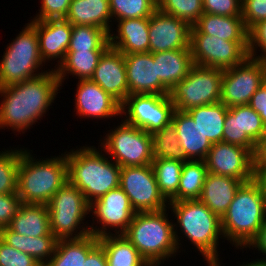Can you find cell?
Listing matches in <instances>:
<instances>
[{"mask_svg": "<svg viewBox=\"0 0 266 266\" xmlns=\"http://www.w3.org/2000/svg\"><path fill=\"white\" fill-rule=\"evenodd\" d=\"M261 49L260 56L256 51ZM248 56L266 61V20L257 22L248 32Z\"/></svg>", "mask_w": 266, "mask_h": 266, "instance_id": "obj_44", "label": "cell"}, {"mask_svg": "<svg viewBox=\"0 0 266 266\" xmlns=\"http://www.w3.org/2000/svg\"><path fill=\"white\" fill-rule=\"evenodd\" d=\"M98 243L99 239L92 234L81 238L58 239L52 257L44 266H81Z\"/></svg>", "mask_w": 266, "mask_h": 266, "instance_id": "obj_31", "label": "cell"}, {"mask_svg": "<svg viewBox=\"0 0 266 266\" xmlns=\"http://www.w3.org/2000/svg\"><path fill=\"white\" fill-rule=\"evenodd\" d=\"M241 17L248 30L257 22L266 20V0H242Z\"/></svg>", "mask_w": 266, "mask_h": 266, "instance_id": "obj_45", "label": "cell"}, {"mask_svg": "<svg viewBox=\"0 0 266 266\" xmlns=\"http://www.w3.org/2000/svg\"><path fill=\"white\" fill-rule=\"evenodd\" d=\"M117 34L109 33V44L123 55L149 52V18L117 20Z\"/></svg>", "mask_w": 266, "mask_h": 266, "instance_id": "obj_23", "label": "cell"}, {"mask_svg": "<svg viewBox=\"0 0 266 266\" xmlns=\"http://www.w3.org/2000/svg\"><path fill=\"white\" fill-rule=\"evenodd\" d=\"M240 266H266V260H253V261H251L250 263H248L247 262V264H242V265H240Z\"/></svg>", "mask_w": 266, "mask_h": 266, "instance_id": "obj_53", "label": "cell"}, {"mask_svg": "<svg viewBox=\"0 0 266 266\" xmlns=\"http://www.w3.org/2000/svg\"><path fill=\"white\" fill-rule=\"evenodd\" d=\"M191 27L157 8L149 17V52L190 49Z\"/></svg>", "mask_w": 266, "mask_h": 266, "instance_id": "obj_18", "label": "cell"}, {"mask_svg": "<svg viewBox=\"0 0 266 266\" xmlns=\"http://www.w3.org/2000/svg\"><path fill=\"white\" fill-rule=\"evenodd\" d=\"M0 88L35 78L44 61L39 52L36 28L29 22L13 39L0 61ZM38 69V70H37ZM37 72V73H36Z\"/></svg>", "mask_w": 266, "mask_h": 266, "instance_id": "obj_7", "label": "cell"}, {"mask_svg": "<svg viewBox=\"0 0 266 266\" xmlns=\"http://www.w3.org/2000/svg\"><path fill=\"white\" fill-rule=\"evenodd\" d=\"M0 266H42L29 254L18 251L0 238Z\"/></svg>", "mask_w": 266, "mask_h": 266, "instance_id": "obj_42", "label": "cell"}, {"mask_svg": "<svg viewBox=\"0 0 266 266\" xmlns=\"http://www.w3.org/2000/svg\"><path fill=\"white\" fill-rule=\"evenodd\" d=\"M166 212L167 208L159 211L136 212L123 234L147 263H164L169 257L176 256L175 253L181 245L177 228L175 229L177 224L169 221Z\"/></svg>", "mask_w": 266, "mask_h": 266, "instance_id": "obj_3", "label": "cell"}, {"mask_svg": "<svg viewBox=\"0 0 266 266\" xmlns=\"http://www.w3.org/2000/svg\"><path fill=\"white\" fill-rule=\"evenodd\" d=\"M36 28L39 52L44 64L47 60H58L59 66L65 59L71 40L72 25L65 18L30 20Z\"/></svg>", "mask_w": 266, "mask_h": 266, "instance_id": "obj_21", "label": "cell"}, {"mask_svg": "<svg viewBox=\"0 0 266 266\" xmlns=\"http://www.w3.org/2000/svg\"><path fill=\"white\" fill-rule=\"evenodd\" d=\"M248 105L260 115L266 126V81L252 95Z\"/></svg>", "mask_w": 266, "mask_h": 266, "instance_id": "obj_48", "label": "cell"}, {"mask_svg": "<svg viewBox=\"0 0 266 266\" xmlns=\"http://www.w3.org/2000/svg\"><path fill=\"white\" fill-rule=\"evenodd\" d=\"M183 163L166 158H154L151 163L160 193L168 202L178 192Z\"/></svg>", "mask_w": 266, "mask_h": 266, "instance_id": "obj_36", "label": "cell"}, {"mask_svg": "<svg viewBox=\"0 0 266 266\" xmlns=\"http://www.w3.org/2000/svg\"><path fill=\"white\" fill-rule=\"evenodd\" d=\"M265 220V201L259 184L253 179L240 186L221 217L222 237L238 249L247 248L257 237Z\"/></svg>", "mask_w": 266, "mask_h": 266, "instance_id": "obj_4", "label": "cell"}, {"mask_svg": "<svg viewBox=\"0 0 266 266\" xmlns=\"http://www.w3.org/2000/svg\"><path fill=\"white\" fill-rule=\"evenodd\" d=\"M190 49L193 64L223 71L248 57V41H228L207 34H191Z\"/></svg>", "mask_w": 266, "mask_h": 266, "instance_id": "obj_13", "label": "cell"}, {"mask_svg": "<svg viewBox=\"0 0 266 266\" xmlns=\"http://www.w3.org/2000/svg\"><path fill=\"white\" fill-rule=\"evenodd\" d=\"M121 123L100 139L103 151L120 167L150 165L154 160L152 134L123 120Z\"/></svg>", "mask_w": 266, "mask_h": 266, "instance_id": "obj_10", "label": "cell"}, {"mask_svg": "<svg viewBox=\"0 0 266 266\" xmlns=\"http://www.w3.org/2000/svg\"><path fill=\"white\" fill-rule=\"evenodd\" d=\"M266 126L249 105L228 108L224 122L223 142L235 144L256 154Z\"/></svg>", "mask_w": 266, "mask_h": 266, "instance_id": "obj_17", "label": "cell"}, {"mask_svg": "<svg viewBox=\"0 0 266 266\" xmlns=\"http://www.w3.org/2000/svg\"><path fill=\"white\" fill-rule=\"evenodd\" d=\"M250 247L255 249L258 248L257 250L263 253L262 255H266V220L264 221L262 227L260 228L257 237L248 246V248ZM261 259L266 260V256L265 258L264 257L260 258V260Z\"/></svg>", "mask_w": 266, "mask_h": 266, "instance_id": "obj_50", "label": "cell"}, {"mask_svg": "<svg viewBox=\"0 0 266 266\" xmlns=\"http://www.w3.org/2000/svg\"><path fill=\"white\" fill-rule=\"evenodd\" d=\"M98 239L105 251L107 266H145L147 264L123 234H110Z\"/></svg>", "mask_w": 266, "mask_h": 266, "instance_id": "obj_32", "label": "cell"}, {"mask_svg": "<svg viewBox=\"0 0 266 266\" xmlns=\"http://www.w3.org/2000/svg\"><path fill=\"white\" fill-rule=\"evenodd\" d=\"M60 81L55 69L35 78L0 88V128L23 132L41 117L59 93Z\"/></svg>", "mask_w": 266, "mask_h": 266, "instance_id": "obj_1", "label": "cell"}, {"mask_svg": "<svg viewBox=\"0 0 266 266\" xmlns=\"http://www.w3.org/2000/svg\"><path fill=\"white\" fill-rule=\"evenodd\" d=\"M81 266H107V258L103 246L98 243L87 255Z\"/></svg>", "mask_w": 266, "mask_h": 266, "instance_id": "obj_49", "label": "cell"}, {"mask_svg": "<svg viewBox=\"0 0 266 266\" xmlns=\"http://www.w3.org/2000/svg\"><path fill=\"white\" fill-rule=\"evenodd\" d=\"M156 62L157 76L170 91L181 82L192 67L191 49L168 50L153 53Z\"/></svg>", "mask_w": 266, "mask_h": 266, "instance_id": "obj_27", "label": "cell"}, {"mask_svg": "<svg viewBox=\"0 0 266 266\" xmlns=\"http://www.w3.org/2000/svg\"><path fill=\"white\" fill-rule=\"evenodd\" d=\"M171 121L175 125L178 140L186 158L191 161H204L212 143L190 114L187 111L174 110Z\"/></svg>", "mask_w": 266, "mask_h": 266, "instance_id": "obj_24", "label": "cell"}, {"mask_svg": "<svg viewBox=\"0 0 266 266\" xmlns=\"http://www.w3.org/2000/svg\"><path fill=\"white\" fill-rule=\"evenodd\" d=\"M8 228L28 237L53 235L50 231L48 209L44 204L23 203Z\"/></svg>", "mask_w": 266, "mask_h": 266, "instance_id": "obj_29", "label": "cell"}, {"mask_svg": "<svg viewBox=\"0 0 266 266\" xmlns=\"http://www.w3.org/2000/svg\"><path fill=\"white\" fill-rule=\"evenodd\" d=\"M20 149L0 151V194L17 193Z\"/></svg>", "mask_w": 266, "mask_h": 266, "instance_id": "obj_41", "label": "cell"}, {"mask_svg": "<svg viewBox=\"0 0 266 266\" xmlns=\"http://www.w3.org/2000/svg\"><path fill=\"white\" fill-rule=\"evenodd\" d=\"M204 161L210 173L244 183L254 179L255 154L247 148L225 142L214 143Z\"/></svg>", "mask_w": 266, "mask_h": 266, "instance_id": "obj_16", "label": "cell"}, {"mask_svg": "<svg viewBox=\"0 0 266 266\" xmlns=\"http://www.w3.org/2000/svg\"><path fill=\"white\" fill-rule=\"evenodd\" d=\"M119 187L126 193L136 212L168 208L169 202L160 193L151 164L121 167Z\"/></svg>", "mask_w": 266, "mask_h": 266, "instance_id": "obj_14", "label": "cell"}, {"mask_svg": "<svg viewBox=\"0 0 266 266\" xmlns=\"http://www.w3.org/2000/svg\"><path fill=\"white\" fill-rule=\"evenodd\" d=\"M22 204L17 193L0 194V229L9 226Z\"/></svg>", "mask_w": 266, "mask_h": 266, "instance_id": "obj_47", "label": "cell"}, {"mask_svg": "<svg viewBox=\"0 0 266 266\" xmlns=\"http://www.w3.org/2000/svg\"><path fill=\"white\" fill-rule=\"evenodd\" d=\"M223 70L193 64L187 76L169 92L175 110L220 102Z\"/></svg>", "mask_w": 266, "mask_h": 266, "instance_id": "obj_9", "label": "cell"}, {"mask_svg": "<svg viewBox=\"0 0 266 266\" xmlns=\"http://www.w3.org/2000/svg\"><path fill=\"white\" fill-rule=\"evenodd\" d=\"M109 34L96 26L74 25L68 51H105Z\"/></svg>", "mask_w": 266, "mask_h": 266, "instance_id": "obj_37", "label": "cell"}, {"mask_svg": "<svg viewBox=\"0 0 266 266\" xmlns=\"http://www.w3.org/2000/svg\"><path fill=\"white\" fill-rule=\"evenodd\" d=\"M256 165H266V131L255 154Z\"/></svg>", "mask_w": 266, "mask_h": 266, "instance_id": "obj_52", "label": "cell"}, {"mask_svg": "<svg viewBox=\"0 0 266 266\" xmlns=\"http://www.w3.org/2000/svg\"><path fill=\"white\" fill-rule=\"evenodd\" d=\"M181 233L205 257L208 266H221L218 258L219 237L223 235L221 218L199 199L169 202Z\"/></svg>", "mask_w": 266, "mask_h": 266, "instance_id": "obj_6", "label": "cell"}, {"mask_svg": "<svg viewBox=\"0 0 266 266\" xmlns=\"http://www.w3.org/2000/svg\"><path fill=\"white\" fill-rule=\"evenodd\" d=\"M94 146L64 152L67 162L68 182L76 186L91 204L110 190L119 187L121 167L108 160Z\"/></svg>", "mask_w": 266, "mask_h": 266, "instance_id": "obj_2", "label": "cell"}, {"mask_svg": "<svg viewBox=\"0 0 266 266\" xmlns=\"http://www.w3.org/2000/svg\"><path fill=\"white\" fill-rule=\"evenodd\" d=\"M243 183L232 177L208 172L199 200L221 218Z\"/></svg>", "mask_w": 266, "mask_h": 266, "instance_id": "obj_25", "label": "cell"}, {"mask_svg": "<svg viewBox=\"0 0 266 266\" xmlns=\"http://www.w3.org/2000/svg\"><path fill=\"white\" fill-rule=\"evenodd\" d=\"M109 3L115 22L120 19L149 18L157 9V0H109Z\"/></svg>", "mask_w": 266, "mask_h": 266, "instance_id": "obj_39", "label": "cell"}, {"mask_svg": "<svg viewBox=\"0 0 266 266\" xmlns=\"http://www.w3.org/2000/svg\"><path fill=\"white\" fill-rule=\"evenodd\" d=\"M169 95L130 94L121 104L126 123L153 134L168 124L174 112Z\"/></svg>", "mask_w": 266, "mask_h": 266, "instance_id": "obj_12", "label": "cell"}, {"mask_svg": "<svg viewBox=\"0 0 266 266\" xmlns=\"http://www.w3.org/2000/svg\"><path fill=\"white\" fill-rule=\"evenodd\" d=\"M90 79L120 104L129 96L124 55L111 46L101 55Z\"/></svg>", "mask_w": 266, "mask_h": 266, "instance_id": "obj_19", "label": "cell"}, {"mask_svg": "<svg viewBox=\"0 0 266 266\" xmlns=\"http://www.w3.org/2000/svg\"><path fill=\"white\" fill-rule=\"evenodd\" d=\"M204 13L241 17L242 0H203Z\"/></svg>", "mask_w": 266, "mask_h": 266, "instance_id": "obj_43", "label": "cell"}, {"mask_svg": "<svg viewBox=\"0 0 266 266\" xmlns=\"http://www.w3.org/2000/svg\"><path fill=\"white\" fill-rule=\"evenodd\" d=\"M72 26H96L111 31L113 22L109 0H72L66 18Z\"/></svg>", "mask_w": 266, "mask_h": 266, "instance_id": "obj_28", "label": "cell"}, {"mask_svg": "<svg viewBox=\"0 0 266 266\" xmlns=\"http://www.w3.org/2000/svg\"><path fill=\"white\" fill-rule=\"evenodd\" d=\"M0 238L18 251L32 256L42 266L52 257L58 240L54 235L40 237L20 235L8 227L0 229Z\"/></svg>", "mask_w": 266, "mask_h": 266, "instance_id": "obj_30", "label": "cell"}, {"mask_svg": "<svg viewBox=\"0 0 266 266\" xmlns=\"http://www.w3.org/2000/svg\"><path fill=\"white\" fill-rule=\"evenodd\" d=\"M242 17L204 13L191 27V34H207L228 41H248Z\"/></svg>", "mask_w": 266, "mask_h": 266, "instance_id": "obj_26", "label": "cell"}, {"mask_svg": "<svg viewBox=\"0 0 266 266\" xmlns=\"http://www.w3.org/2000/svg\"><path fill=\"white\" fill-rule=\"evenodd\" d=\"M75 99L76 114L87 118L121 116V104L91 79L78 81Z\"/></svg>", "mask_w": 266, "mask_h": 266, "instance_id": "obj_22", "label": "cell"}, {"mask_svg": "<svg viewBox=\"0 0 266 266\" xmlns=\"http://www.w3.org/2000/svg\"><path fill=\"white\" fill-rule=\"evenodd\" d=\"M265 81L266 61L248 56L241 64L223 71L220 102L228 108L248 105Z\"/></svg>", "mask_w": 266, "mask_h": 266, "instance_id": "obj_11", "label": "cell"}, {"mask_svg": "<svg viewBox=\"0 0 266 266\" xmlns=\"http://www.w3.org/2000/svg\"><path fill=\"white\" fill-rule=\"evenodd\" d=\"M72 0H41L39 13L32 20L66 18Z\"/></svg>", "mask_w": 266, "mask_h": 266, "instance_id": "obj_46", "label": "cell"}, {"mask_svg": "<svg viewBox=\"0 0 266 266\" xmlns=\"http://www.w3.org/2000/svg\"><path fill=\"white\" fill-rule=\"evenodd\" d=\"M152 137L154 158L173 159L181 162L189 161L180 146L177 131L172 121L153 133Z\"/></svg>", "mask_w": 266, "mask_h": 266, "instance_id": "obj_38", "label": "cell"}, {"mask_svg": "<svg viewBox=\"0 0 266 266\" xmlns=\"http://www.w3.org/2000/svg\"><path fill=\"white\" fill-rule=\"evenodd\" d=\"M160 263H147L145 266H159Z\"/></svg>", "mask_w": 266, "mask_h": 266, "instance_id": "obj_54", "label": "cell"}, {"mask_svg": "<svg viewBox=\"0 0 266 266\" xmlns=\"http://www.w3.org/2000/svg\"><path fill=\"white\" fill-rule=\"evenodd\" d=\"M207 174L205 161L184 162L178 192L169 202L199 199Z\"/></svg>", "mask_w": 266, "mask_h": 266, "instance_id": "obj_35", "label": "cell"}, {"mask_svg": "<svg viewBox=\"0 0 266 266\" xmlns=\"http://www.w3.org/2000/svg\"><path fill=\"white\" fill-rule=\"evenodd\" d=\"M254 180L259 184L266 206V165H256Z\"/></svg>", "mask_w": 266, "mask_h": 266, "instance_id": "obj_51", "label": "cell"}, {"mask_svg": "<svg viewBox=\"0 0 266 266\" xmlns=\"http://www.w3.org/2000/svg\"><path fill=\"white\" fill-rule=\"evenodd\" d=\"M104 51H67L64 61L55 68L57 77L62 86L65 76L70 75L81 79H90L98 65ZM68 74V75H67Z\"/></svg>", "mask_w": 266, "mask_h": 266, "instance_id": "obj_34", "label": "cell"}, {"mask_svg": "<svg viewBox=\"0 0 266 266\" xmlns=\"http://www.w3.org/2000/svg\"><path fill=\"white\" fill-rule=\"evenodd\" d=\"M46 206L50 231L57 239L81 238L91 234L90 226L81 225L90 212V204L76 186L67 182ZM77 229L80 231L77 232Z\"/></svg>", "mask_w": 266, "mask_h": 266, "instance_id": "obj_8", "label": "cell"}, {"mask_svg": "<svg viewBox=\"0 0 266 266\" xmlns=\"http://www.w3.org/2000/svg\"><path fill=\"white\" fill-rule=\"evenodd\" d=\"M36 160L21 149L17 175V195L25 204L47 205L53 195L68 182L65 154Z\"/></svg>", "mask_w": 266, "mask_h": 266, "instance_id": "obj_5", "label": "cell"}, {"mask_svg": "<svg viewBox=\"0 0 266 266\" xmlns=\"http://www.w3.org/2000/svg\"><path fill=\"white\" fill-rule=\"evenodd\" d=\"M157 8L191 26L204 14L203 0H157Z\"/></svg>", "mask_w": 266, "mask_h": 266, "instance_id": "obj_40", "label": "cell"}, {"mask_svg": "<svg viewBox=\"0 0 266 266\" xmlns=\"http://www.w3.org/2000/svg\"><path fill=\"white\" fill-rule=\"evenodd\" d=\"M90 212L97 218L96 221H98L96 223L99 222L98 224L102 225L101 229L98 226L94 228L93 224L90 226V233L97 238L114 233L116 235L124 234L136 214L128 196L120 187L110 190L99 199L93 201L90 204ZM108 229H115L114 233L110 230L107 231Z\"/></svg>", "mask_w": 266, "mask_h": 266, "instance_id": "obj_15", "label": "cell"}, {"mask_svg": "<svg viewBox=\"0 0 266 266\" xmlns=\"http://www.w3.org/2000/svg\"><path fill=\"white\" fill-rule=\"evenodd\" d=\"M228 107L222 102L199 106L187 112L193 118L200 130L212 143L223 142L224 122Z\"/></svg>", "mask_w": 266, "mask_h": 266, "instance_id": "obj_33", "label": "cell"}, {"mask_svg": "<svg viewBox=\"0 0 266 266\" xmlns=\"http://www.w3.org/2000/svg\"><path fill=\"white\" fill-rule=\"evenodd\" d=\"M127 83L130 94L169 95V90L157 76L153 53H132L124 55Z\"/></svg>", "mask_w": 266, "mask_h": 266, "instance_id": "obj_20", "label": "cell"}]
</instances>
